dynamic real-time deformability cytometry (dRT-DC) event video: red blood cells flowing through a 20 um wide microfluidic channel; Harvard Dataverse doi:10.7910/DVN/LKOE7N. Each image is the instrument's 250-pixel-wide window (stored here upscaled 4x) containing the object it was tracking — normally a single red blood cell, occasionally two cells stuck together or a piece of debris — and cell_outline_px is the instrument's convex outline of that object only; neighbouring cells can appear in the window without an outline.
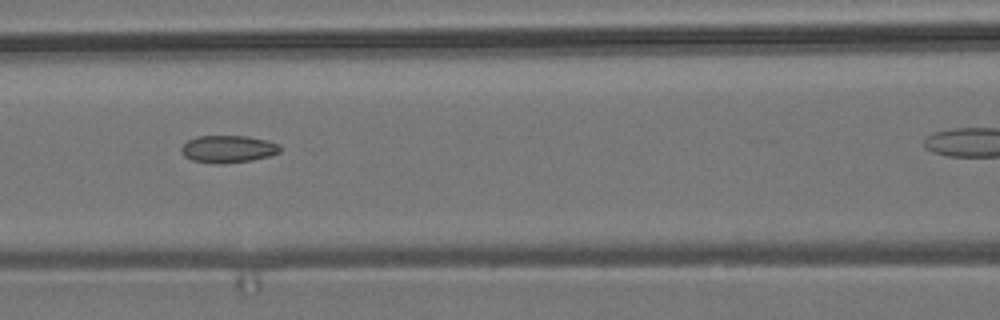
{"species": "common noctule bat (a hibernating species)", "species_latin": "Nyctalus noctula", "temperature_condition": "room temperature", "stored_images_in_passage": 7, "camera_frame_rate_fps": 3000, "um_per_image_px": 0.085, "animal": {"sex": "male", "body_mass_g": 19.2, "forearm_length_mm": 51.8}, "frame": {"image": 1, "passage_image": 5, "time_ms": 4.333, "image_size_px": [1000, 320], "cell_outline_px": [[280, 152], [268, 156], [252, 160], [224, 164], [212, 164], [192, 160], [184, 156], [180, 152], [180, 148], [188, 140], [196, 136], [248, 136], [268, 140], [280, 144]], "centroid_in_image_um": [19.37, 12.67], "position_along_channel_um": 147.2, "area_um2": 15.95}}